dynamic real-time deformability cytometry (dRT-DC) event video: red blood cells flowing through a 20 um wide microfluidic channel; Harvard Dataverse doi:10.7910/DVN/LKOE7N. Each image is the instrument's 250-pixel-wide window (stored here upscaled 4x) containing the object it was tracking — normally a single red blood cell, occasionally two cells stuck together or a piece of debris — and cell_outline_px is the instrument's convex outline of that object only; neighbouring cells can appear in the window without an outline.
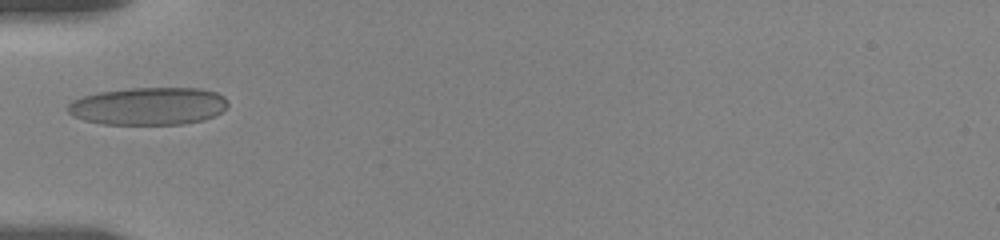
{"species": "human", "species_latin": "Homo sapiens", "temperature_condition": "room temperature", "stored_images_in_passage": 34, "camera_frame_rate_fps": 3000, "um_per_image_px": 0.085, "donor": {"sex": "female"}, "frame": {"image": 1, "passage_image": 1, "time_ms": 0.0, "image_size_px": [1000, 240], "cell_outline_px": [[228, 104], [220, 112], [204, 120], [184, 124], [104, 124], [84, 120], [72, 116], [68, 112], [68, 104], [72, 100], [84, 96], [100, 92], [128, 88], [200, 88], [216, 92], [224, 96], [228, 100]], "centroid_in_image_um": [12.62, 9.02], "position_along_channel_um": 72.4, "area_um2": 35.14}}
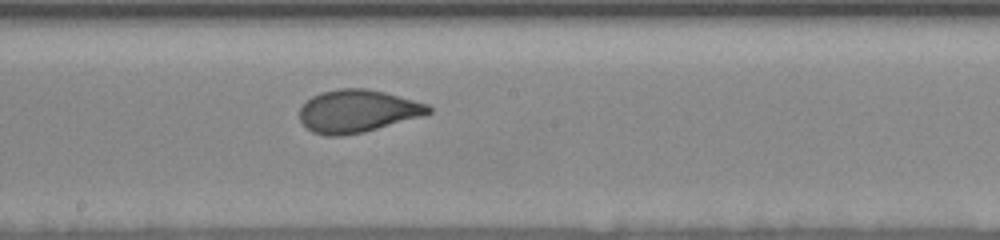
{"frame": {"image": 2, "passage_image": 21, "time_ms": 4.0, "image_size_px": [1000, 240], "cell_outline_px": [[432, 112], [424, 116], [364, 132], [340, 136], [328, 136], [312, 132], [300, 120], [300, 108], [312, 96], [320, 92], [340, 88], [368, 88], [384, 92], [428, 104], [432, 108]], "centroid_in_image_um": [30.4, 9.44], "position_along_channel_um": 217.8, "area_um2": 32.08}}
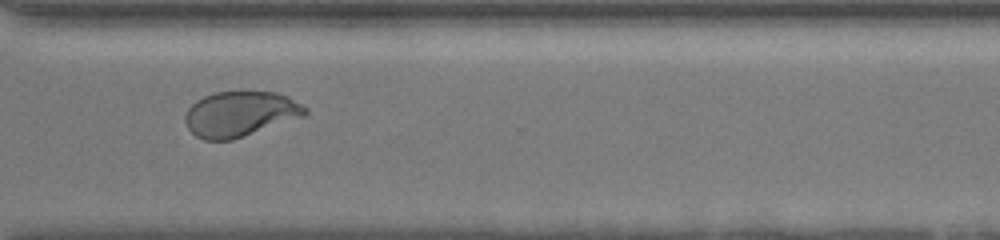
{"frame": {"image": 3, "passage_image": 33, "time_ms": 7.667, "image_size_px": [1000, 240], "cell_outline_px": [[308, 112], [304, 116], [232, 140], [204, 140], [196, 136], [188, 128], [184, 120], [184, 116], [188, 108], [196, 100], [204, 96], [216, 92], [276, 92], [288, 96], [308, 108]], "centroid_in_image_um": [20.4, 9.68], "position_along_channel_um": 350.2, "area_um2": 31.56}}